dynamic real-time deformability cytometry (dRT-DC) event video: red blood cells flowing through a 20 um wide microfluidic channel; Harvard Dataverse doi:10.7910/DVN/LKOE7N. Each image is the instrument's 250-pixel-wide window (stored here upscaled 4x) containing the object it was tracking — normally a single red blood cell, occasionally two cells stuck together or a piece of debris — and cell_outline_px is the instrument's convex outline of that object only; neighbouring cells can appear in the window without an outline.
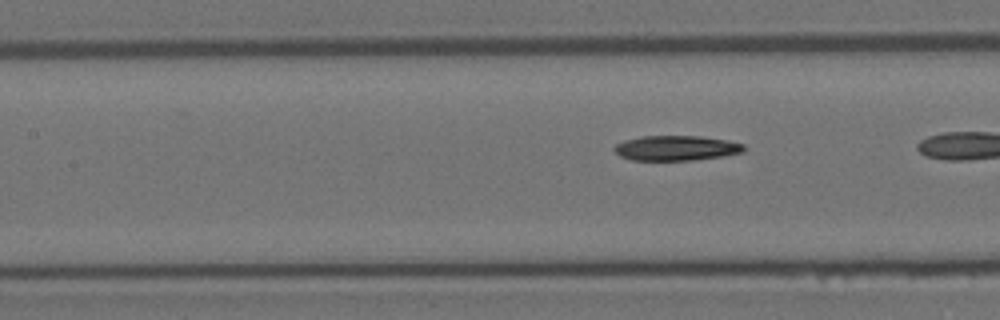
{"species": "Egyptian fruit bat (a non-hibernating species)", "species_latin": "Rousettus aegyptiacus", "temperature_condition": "room temperature", "stored_images_in_passage": 6, "segment_of_instrument_passage": [2, 2], "camera_frame_rate_fps": 3000, "um_per_image_px": 0.085, "animal": {"sex": "female"}, "frame": {"image": 1, "passage_image": 6, "time_ms": 1.667, "image_size_px": [1000, 320], "cell_outline_px": [[744, 152], [724, 156], [692, 160], [632, 160], [620, 156], [612, 148], [616, 144], [624, 140], [640, 136], [700, 136], [728, 140], [744, 144]], "centroid_in_image_um": [57.47, 12.58], "position_along_channel_um": 149.9, "area_um2": 18.96}}